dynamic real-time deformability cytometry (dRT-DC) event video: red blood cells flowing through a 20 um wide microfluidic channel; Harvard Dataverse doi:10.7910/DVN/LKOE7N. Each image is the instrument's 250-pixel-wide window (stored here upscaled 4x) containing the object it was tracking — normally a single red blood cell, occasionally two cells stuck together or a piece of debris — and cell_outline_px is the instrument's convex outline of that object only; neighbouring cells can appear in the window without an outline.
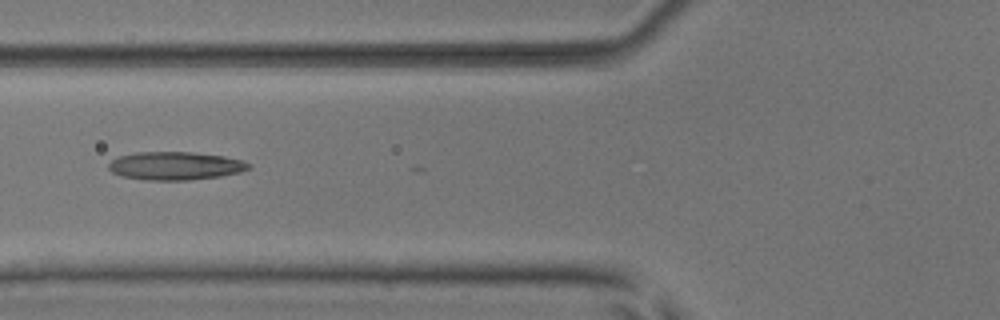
{"species": "common noctule bat (a hibernating species)", "species_latin": "Nyctalus noctula", "temperature_condition": "room temperature", "stored_images_in_passage": 7, "camera_frame_rate_fps": 3000, "um_per_image_px": 0.085, "animal": {"sex": "male", "body_mass_g": 17.9, "forearm_length_mm": 54.2}, "frame": {"image": 1, "passage_image": 7, "time_ms": 6.667, "image_size_px": [1000, 320], "cell_outline_px": [[252, 168], [240, 172], [220, 176], [188, 180], [144, 180], [120, 176], [112, 172], [108, 168], [108, 164], [112, 160], [120, 156], [136, 152], [192, 152], [224, 156], [244, 160], [252, 164]], "centroid_in_image_um": [14.93, 14.1], "position_along_channel_um": 110.9, "area_um2": 23.18}}